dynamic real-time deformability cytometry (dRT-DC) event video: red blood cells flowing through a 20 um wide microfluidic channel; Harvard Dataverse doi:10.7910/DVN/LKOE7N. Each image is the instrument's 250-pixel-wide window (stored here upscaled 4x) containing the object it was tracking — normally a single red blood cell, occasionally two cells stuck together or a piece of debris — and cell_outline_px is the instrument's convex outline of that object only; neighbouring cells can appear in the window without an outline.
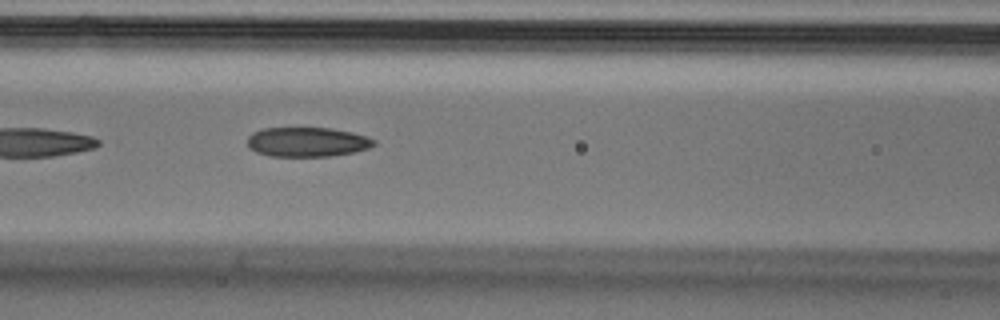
{"species": "Egyptian fruit bat (a non-hibernating species)", "species_latin": "Rousettus aegyptiacus", "temperature_condition": "cold", "stored_images_in_passage": 7, "segment_of_instrument_passage": [1, 2], "camera_frame_rate_fps": 3000, "um_per_image_px": 0.085, "animal": {"sex": "male"}, "frame": {"image": 1, "passage_image": 6, "time_ms": 1.667, "image_size_px": [1000, 320], "cell_outline_px": [[376, 144], [368, 148], [352, 152], [328, 156], [268, 156], [256, 152], [248, 148], [248, 136], [252, 132], [264, 128], [332, 128], [352, 132], [368, 136], [376, 140]], "centroid_in_image_um": [26.1, 12.06], "position_along_channel_um": 140.5, "area_um2": 21.85}}